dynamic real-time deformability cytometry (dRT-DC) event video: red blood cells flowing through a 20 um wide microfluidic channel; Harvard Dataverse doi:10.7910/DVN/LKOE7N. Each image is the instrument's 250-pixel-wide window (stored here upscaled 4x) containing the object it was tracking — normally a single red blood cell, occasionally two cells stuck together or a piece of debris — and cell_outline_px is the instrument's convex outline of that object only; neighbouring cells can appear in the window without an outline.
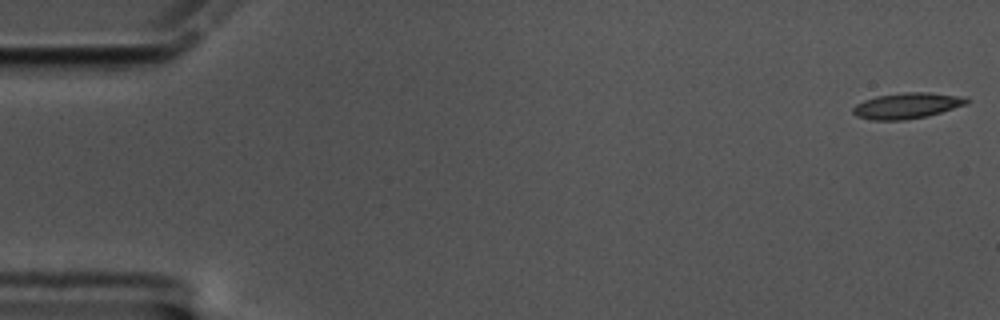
{"species": "common noctule bat (a hibernating species)", "species_latin": "Nyctalus noctula", "temperature_condition": "cold", "stored_images_in_passage": 60, "camera_frame_rate_fps": 3000, "um_per_image_px": 0.085, "animal": {"sex": "male", "body_mass_g": 17.5, "forearm_length_mm": 52.3}, "frame": {"image": 1, "passage_image": 1, "time_ms": 0.0, "image_size_px": [1000, 320], "cell_outline_px": [[972, 100], [964, 104], [928, 116], [904, 120], [872, 120], [856, 116], [852, 112], [852, 108], [856, 104], [864, 100], [876, 96], [904, 92], [928, 92], [964, 96]], "centroid_in_image_um": [77.07, 8.97], "position_along_channel_um": 7.9, "area_um2": 17.11}}
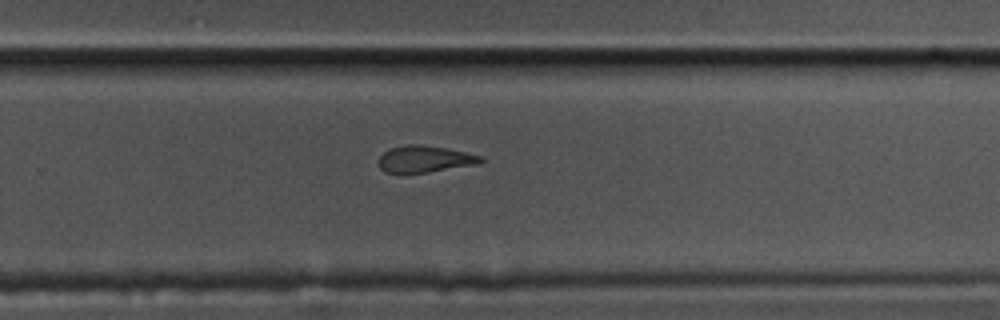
{"frame": {"image": 2, "passage_image": 39, "time_ms": 12.667, "image_size_px": [1000, 320], "cell_outline_px": [[484, 160], [480, 164], [428, 172], [384, 172], [380, 168], [380, 156], [388, 148], [404, 144], [416, 144], [448, 148], [484, 156]], "centroid_in_image_um": [36.16, 13.5], "position_along_channel_um": 293.6, "area_um2": 15.95}}
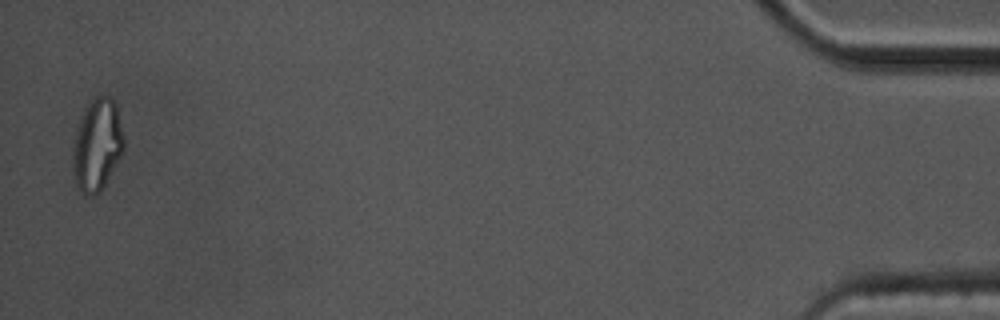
{"frame": {"image": 3, "passage_image": 59, "time_ms": 19.333, "image_size_px": [1000, 320], "cell_outline_px": [[124, 148], [116, 164], [100, 192], [92, 196], [88, 196], [80, 192], [76, 184], [72, 168], [72, 144], [84, 108], [92, 96], [108, 96], [116, 104], [124, 136]], "centroid_in_image_um": [8.23, 12.31], "position_along_channel_um": 427.0, "area_um2": 27.57}, "authors_computed_cell_mechanics": {"area_um2": 17.1088, "velocity_mm_per_s": 3.3501, "shape_relaxation_time_tau1_ms": null, "shape_relaxation_time_tau2_ms": 5.4253, "deformation_change_tau1": null, "deformation_change_tau2": 0.1367}}